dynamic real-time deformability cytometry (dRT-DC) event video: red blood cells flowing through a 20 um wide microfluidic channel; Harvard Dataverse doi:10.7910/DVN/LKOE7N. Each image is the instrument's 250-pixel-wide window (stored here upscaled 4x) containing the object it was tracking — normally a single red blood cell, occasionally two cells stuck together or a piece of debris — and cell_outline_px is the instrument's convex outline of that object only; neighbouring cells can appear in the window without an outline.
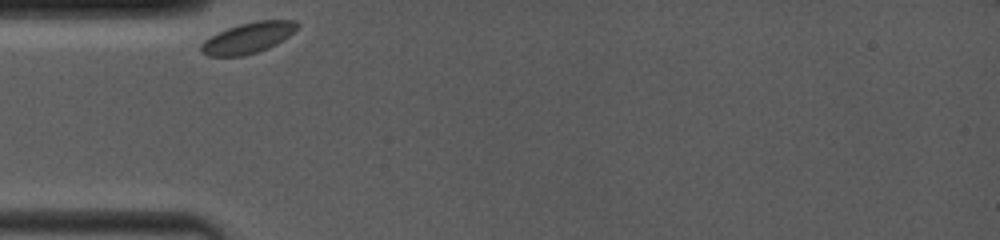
{"species": "common noctule bat (a hibernating species)", "species_latin": "Nyctalus noctula", "temperature_condition": "room temperature", "stored_images_in_passage": 25, "camera_frame_rate_fps": 4000, "um_per_image_px": 0.085, "animal": {"sex": "female", "body_mass_g": 19.0, "forearm_length_mm": 53.3}, "frame": {"image": 1, "passage_image": 1, "time_ms": 0.0, "image_size_px": [1000, 240], "cell_outline_px": [[300, 24], [288, 36], [276, 44], [268, 48], [244, 56], [208, 56], [200, 52], [200, 44], [204, 40], [228, 28], [240, 24], [256, 20], [296, 20]], "centroid_in_image_um": [21.07, 3.22], "position_along_channel_um": 63.9, "area_um2": 17.11}}
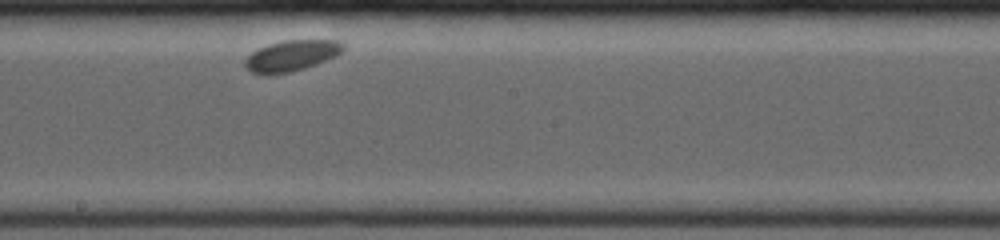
{"frame": {"image": 2, "passage_image": 15, "time_ms": 4.75, "image_size_px": [1000, 240], "cell_outline_px": [[344, 48], [336, 56], [304, 68], [288, 72], [264, 76], [252, 72], [244, 64], [244, 60], [252, 52], [268, 44], [284, 40], [336, 40], [344, 44]], "centroid_in_image_um": [24.75, 4.73], "position_along_channel_um": 223.5, "area_um2": 17.51}}
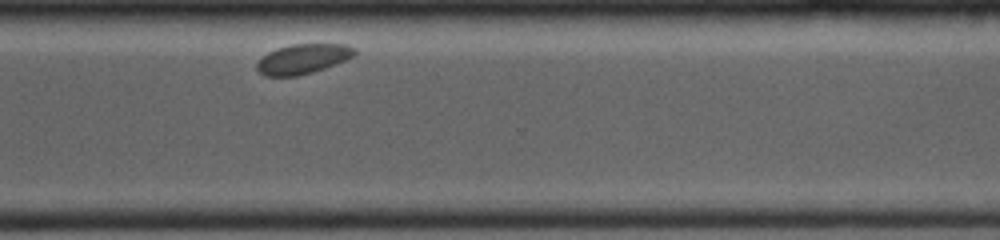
{"frame": {"image": 3, "passage_image": 25, "time_ms": 8.25, "image_size_px": [1000, 240], "cell_outline_px": [[356, 52], [352, 56], [344, 60], [324, 68], [312, 72], [296, 76], [264, 76], [256, 68], [256, 64], [268, 52], [276, 48], [292, 44], [348, 44], [356, 48]], "centroid_in_image_um": [25.74, 5.0], "position_along_channel_um": 344.9, "area_um2": 16.82}}